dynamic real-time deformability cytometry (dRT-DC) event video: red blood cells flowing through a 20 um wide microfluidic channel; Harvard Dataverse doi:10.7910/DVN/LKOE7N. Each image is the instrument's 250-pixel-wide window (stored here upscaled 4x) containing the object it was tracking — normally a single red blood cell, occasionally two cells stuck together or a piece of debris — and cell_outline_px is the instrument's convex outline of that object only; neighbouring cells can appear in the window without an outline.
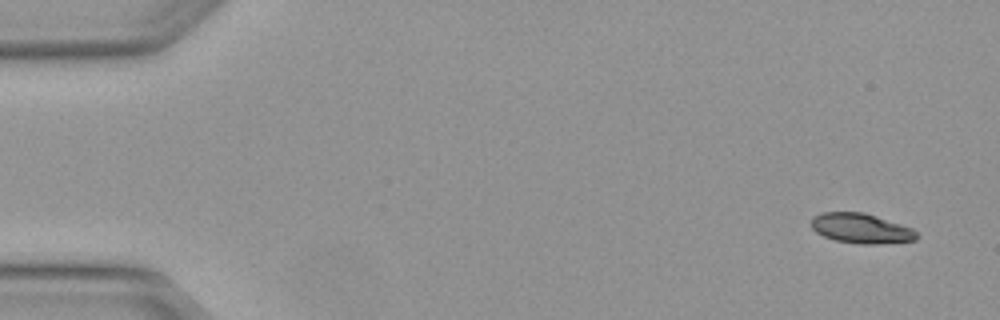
{"species": "Egyptian fruit bat (a non-hibernating species)", "species_latin": "Rousettus aegyptiacus", "temperature_condition": "warm", "stored_images_in_passage": 5, "segment_of_instrument_passage": [1, 2], "camera_frame_rate_fps": 3000, "um_per_image_px": 0.085, "animal": {"sex": "female"}, "frame": {"image": 1, "passage_image": 1, "time_ms": 0.0, "image_size_px": [1000, 320], "cell_outline_px": [[920, 236], [916, 240], [880, 244], [860, 244], [836, 240], [824, 236], [816, 232], [812, 228], [812, 216], [824, 212], [864, 212], [912, 228]], "centroid_in_image_um": [73.21, 19.41], "position_along_channel_um": 11.8, "area_um2": 18.32}}